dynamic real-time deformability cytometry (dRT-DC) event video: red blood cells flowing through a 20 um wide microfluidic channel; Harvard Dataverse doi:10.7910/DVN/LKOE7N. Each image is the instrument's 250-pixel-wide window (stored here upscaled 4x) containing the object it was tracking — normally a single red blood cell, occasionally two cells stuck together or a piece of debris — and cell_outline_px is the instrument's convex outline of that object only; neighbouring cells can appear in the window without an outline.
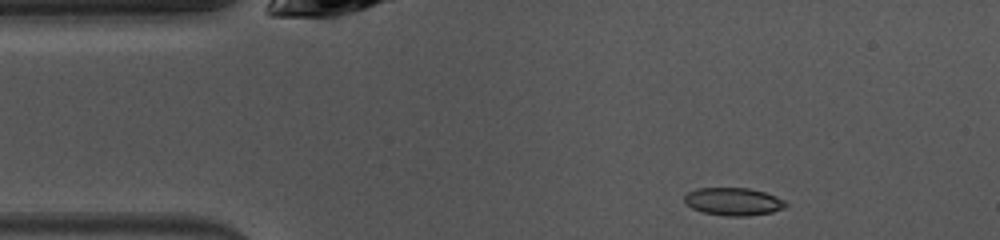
{"species": "common noctule bat (a hibernating species)", "species_latin": "Nyctalus noctula", "temperature_condition": "warm", "stored_images_in_passage": 42, "camera_frame_rate_fps": 3000, "um_per_image_px": 0.085, "animal": {"sex": "female", "body_mass_g": 10.0, "forearm_length_mm": 53.1}, "frame": {"image": 1, "passage_image": 1, "time_ms": 0.0, "image_size_px": [1000, 240], "cell_outline_px": [[788, 204], [784, 208], [772, 212], [748, 216], [724, 216], [704, 212], [692, 208], [684, 200], [684, 196], [688, 192], [696, 188], [748, 188], [764, 192], [776, 196], [784, 200]], "centroid_in_image_um": [62.35, 17.13], "position_along_channel_um": 22.7, "area_um2": 16.36}}
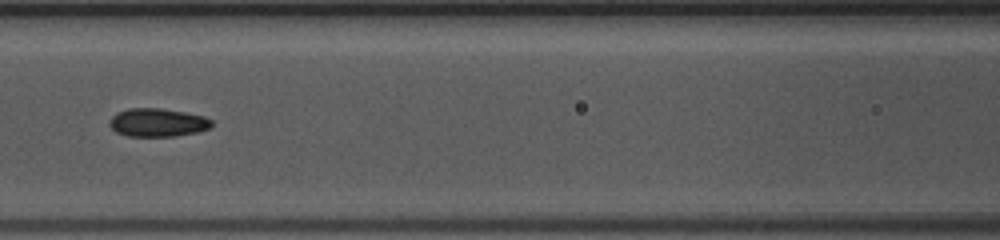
{"frame": {"image": 2, "passage_image": 14, "time_ms": 4.333, "image_size_px": [1000, 240], "cell_outline_px": [[212, 128], [200, 132], [176, 136], [128, 136], [116, 132], [108, 124], [108, 120], [116, 112], [128, 108], [160, 108], [184, 112], [204, 116], [212, 120]], "centroid_in_image_um": [13.4, 10.41], "position_along_channel_um": 153.2, "area_um2": 17.11}}
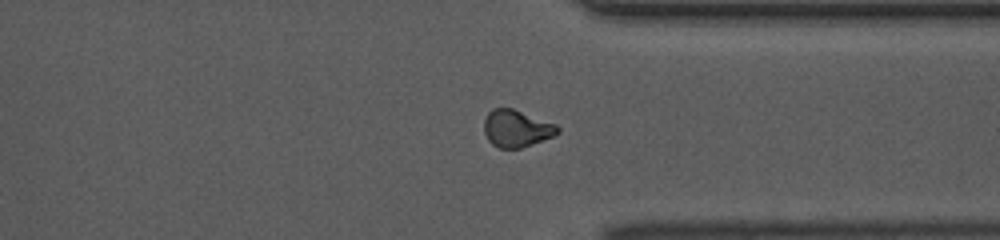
{"frame": {"image": 3, "passage_image": 30, "time_ms": 9.667, "image_size_px": [1000, 240], "cell_outline_px": [[560, 132], [552, 136], [532, 144], [520, 148], [500, 148], [492, 144], [488, 140], [484, 132], [484, 120], [488, 112], [492, 108], [512, 108], [556, 124], [560, 128]], "centroid_in_image_um": [43.89, 10.91], "position_along_channel_um": 367.5, "area_um2": 15.84}, "authors_computed_cell_mechanics": {"area_um2": 16.6175, "velocity_mm_per_s": 4.0602, "shape_relaxation_time_tau1_ms": 4.7702, "shape_relaxation_time_tau2_ms": 3.2243, "deformation_change_tau1": 0.137, "deformation_change_tau2": 0.0665}}